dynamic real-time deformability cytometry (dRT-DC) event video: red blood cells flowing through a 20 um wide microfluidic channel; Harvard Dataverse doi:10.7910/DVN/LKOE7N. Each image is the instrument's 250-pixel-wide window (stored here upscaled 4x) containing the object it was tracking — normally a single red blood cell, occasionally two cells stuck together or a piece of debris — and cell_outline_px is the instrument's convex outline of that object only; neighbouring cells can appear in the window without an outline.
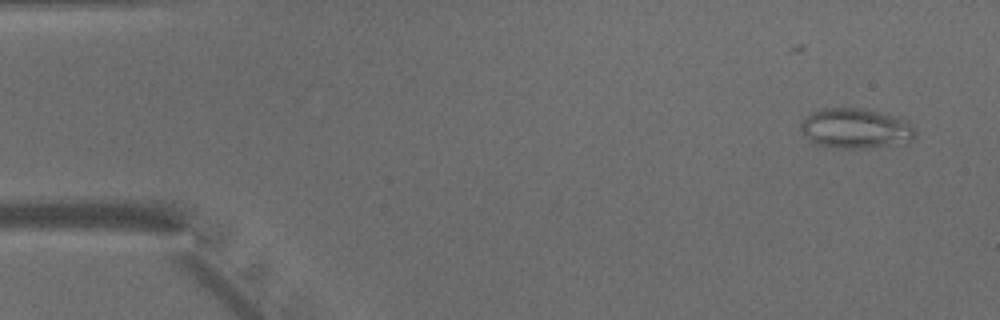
{"species": "common noctule bat (a hibernating species)", "species_latin": "Nyctalus noctula", "temperature_condition": "warm", "stored_images_in_passage": 9, "camera_frame_rate_fps": 3000, "um_per_image_px": 0.085, "animal": {"sex": "male", "body_mass_g": 15.6}, "frame": {"image": 1, "passage_image": 2, "time_ms": 0.333, "image_size_px": [1000, 320], "cell_outline_px": [[916, 136], [912, 140], [888, 144], [860, 148], [840, 148], [816, 144], [808, 140], [800, 132], [800, 124], [804, 116], [812, 112], [824, 108], [864, 108], [908, 120], [916, 132]], "centroid_in_image_um": [72.66, 10.89], "position_along_channel_um": 12.3, "area_um2": 26.59}}